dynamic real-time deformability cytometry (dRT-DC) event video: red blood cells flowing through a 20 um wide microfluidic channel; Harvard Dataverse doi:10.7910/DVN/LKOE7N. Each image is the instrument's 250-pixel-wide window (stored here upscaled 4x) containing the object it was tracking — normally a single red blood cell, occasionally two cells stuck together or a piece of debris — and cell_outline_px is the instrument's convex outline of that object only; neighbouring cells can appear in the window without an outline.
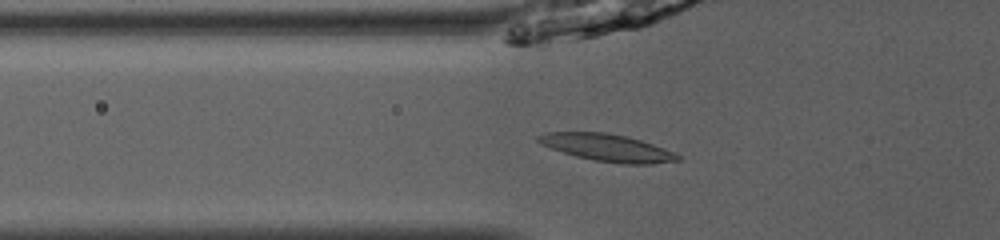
{"species": "common noctule bat (a hibernating species)", "species_latin": "Nyctalus noctula", "temperature_condition": "room temperature", "stored_images_in_passage": 51, "camera_frame_rate_fps": 3000, "um_per_image_px": 0.085, "animal": {"sex": "male", "body_mass_g": 13.0, "forearm_length_mm": 53.1}, "frame": {"image": 1, "passage_image": 19, "time_ms": 6.0, "image_size_px": [1000, 240], "cell_outline_px": [[680, 160], [652, 164], [624, 164], [592, 160], [576, 156], [552, 148], [536, 140], [536, 136], [544, 132], [604, 132], [628, 136], [676, 152], [680, 156]], "centroid_in_image_um": [51.65, 12.55], "position_along_channel_um": 74.2, "area_um2": 22.08}}
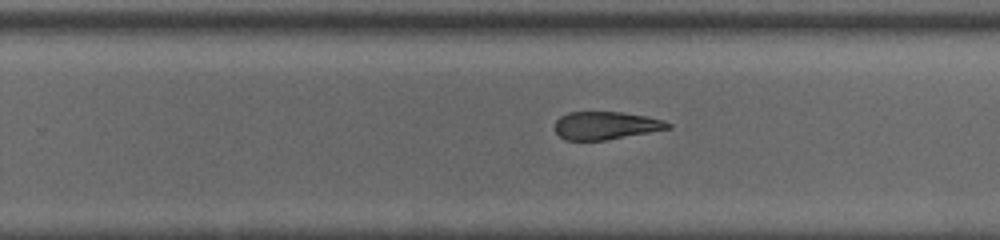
{"frame": {"image": 2, "passage_image": 34, "time_ms": 11.0, "image_size_px": [1000, 240], "cell_outline_px": [[672, 128], [604, 140], [564, 140], [552, 128], [556, 120], [560, 116], [568, 112], [620, 112], [644, 116], [664, 120], [672, 124]], "centroid_in_image_um": [51.45, 10.67], "position_along_channel_um": 278.4, "area_um2": 18.38}}
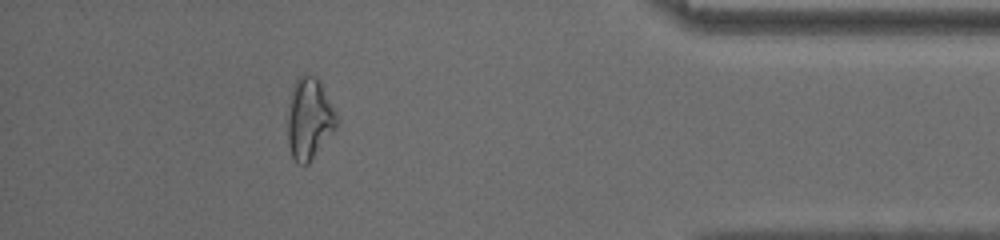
{"frame": {"image": 3, "passage_image": 46, "time_ms": 15.0, "image_size_px": [1000, 240], "cell_outline_px": [[340, 120], [336, 128], [308, 164], [296, 164], [292, 156], [288, 144], [288, 104], [292, 88], [296, 80], [304, 72], [316, 76], [320, 80]], "centroid_in_image_um": [26.3, 10.06], "position_along_channel_um": 408.9, "area_um2": 23.58}, "authors_computed_cell_mechanics": {"area_um2": 20.6346, "velocity_mm_per_s": 4.0717, "shape_relaxation_time_tau1_ms": null, "shape_relaxation_time_tau2_ms": 4.0418, "deformation_change_tau1": null, "deformation_change_tau2": 0.136}}